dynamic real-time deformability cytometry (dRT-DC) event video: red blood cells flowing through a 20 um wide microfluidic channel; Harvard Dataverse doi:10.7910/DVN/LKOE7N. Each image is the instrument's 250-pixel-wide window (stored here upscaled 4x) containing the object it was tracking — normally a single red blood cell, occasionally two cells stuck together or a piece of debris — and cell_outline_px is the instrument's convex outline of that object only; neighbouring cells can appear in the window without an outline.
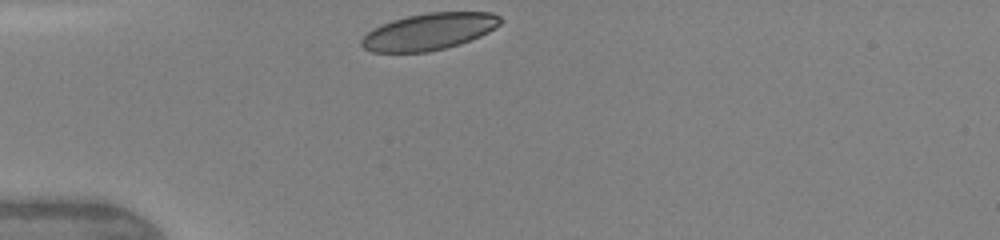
{"species": "human", "species_latin": "Homo sapiens", "temperature_condition": "warm", "stored_images_in_passage": 3, "camera_frame_rate_fps": 3000, "um_per_image_px": 0.085, "donor": {"sex": "female"}, "frame": {"image": 1, "passage_image": 1, "time_ms": 0.0, "image_size_px": [1000, 240], "cell_outline_px": [[504, 20], [500, 24], [488, 32], [480, 36], [460, 44], [428, 52], [372, 52], [364, 48], [360, 44], [360, 40], [372, 28], [380, 24], [392, 20], [408, 16], [428, 12], [492, 12], [500, 16]], "centroid_in_image_um": [36.47, 2.68], "position_along_channel_um": 48.5, "area_um2": 29.82}}